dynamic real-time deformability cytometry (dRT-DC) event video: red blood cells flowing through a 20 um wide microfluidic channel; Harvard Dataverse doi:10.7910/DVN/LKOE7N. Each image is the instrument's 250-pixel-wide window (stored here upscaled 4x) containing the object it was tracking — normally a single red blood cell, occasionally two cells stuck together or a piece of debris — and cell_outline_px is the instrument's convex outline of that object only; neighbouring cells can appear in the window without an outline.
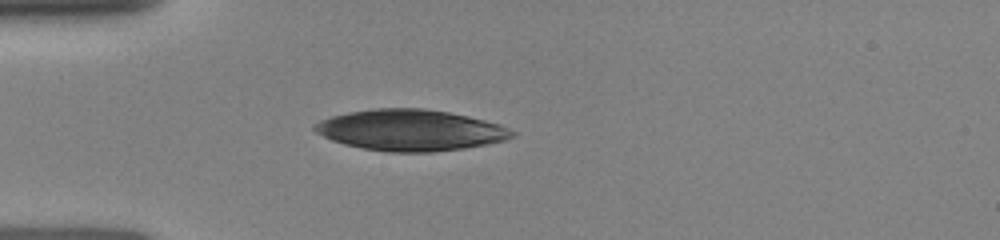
{"species": "human", "species_latin": "Homo sapiens", "temperature_condition": "room temperature", "stored_images_in_passage": 6, "camera_frame_rate_fps": 3000, "um_per_image_px": 0.085, "donor": {"sex": "female"}, "frame": {"image": 1, "passage_image": 5, "time_ms": 3.333, "image_size_px": [1000, 240], "cell_outline_px": [[516, 136], [504, 140], [464, 148], [432, 152], [388, 152], [364, 148], [344, 144], [332, 140], [316, 132], [312, 128], [320, 120], [332, 116], [348, 112], [376, 108], [424, 108], [448, 112], [468, 116], [500, 124], [516, 132]], "centroid_in_image_um": [34.9, 11.06], "position_along_channel_um": 50.1, "area_um2": 47.11}}